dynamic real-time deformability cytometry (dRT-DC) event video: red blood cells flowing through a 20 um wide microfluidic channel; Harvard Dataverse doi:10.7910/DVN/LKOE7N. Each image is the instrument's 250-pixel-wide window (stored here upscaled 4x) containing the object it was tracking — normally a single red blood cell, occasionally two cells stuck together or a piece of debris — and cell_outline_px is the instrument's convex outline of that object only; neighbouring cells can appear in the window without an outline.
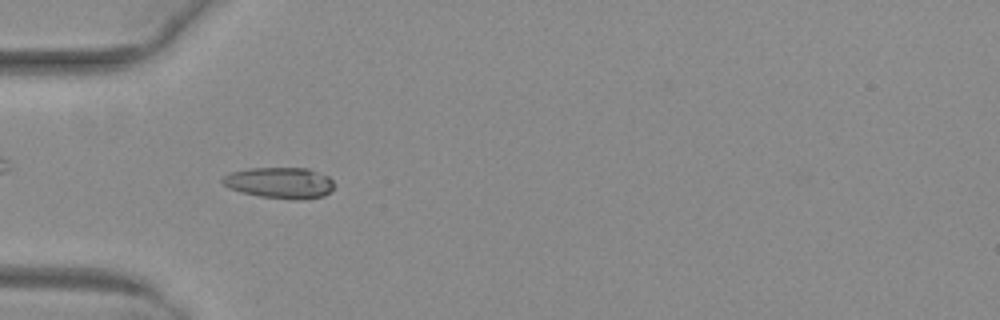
{"species": "common noctule bat (a hibernating species)", "species_latin": "Nyctalus noctula", "temperature_condition": "warm", "stored_images_in_passage": 51, "camera_frame_rate_fps": 3000, "um_per_image_px": 0.085, "animal": {"sex": "female", "body_mass_g": 29.2, "forearm_length_mm": 56.3}, "frame": {"image": 1, "passage_image": 17, "time_ms": 5.333, "image_size_px": [1000, 320], "cell_outline_px": [[332, 188], [324, 196], [300, 200], [292, 200], [260, 196], [240, 192], [228, 188], [220, 180], [224, 176], [232, 172], [248, 168], [308, 168], [328, 176], [332, 180]], "centroid_in_image_um": [23.76, 15.54], "position_along_channel_um": 61.2, "area_um2": 20.23}}
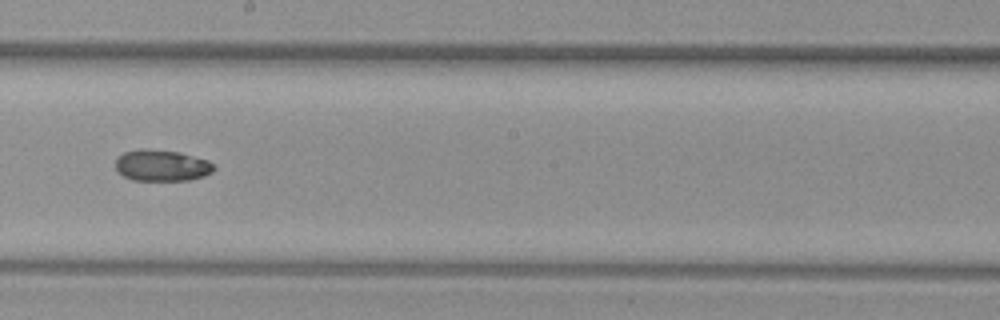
{"frame": {"image": 2, "passage_image": 30, "time_ms": 9.667, "image_size_px": [1000, 320], "cell_outline_px": [[216, 168], [212, 172], [204, 176], [188, 180], [132, 180], [124, 176], [116, 168], [116, 156], [124, 152], [140, 148], [148, 148], [180, 152], [208, 160], [216, 164]], "centroid_in_image_um": [13.77, 14.05], "position_along_channel_um": 234.4, "area_um2": 18.21}}
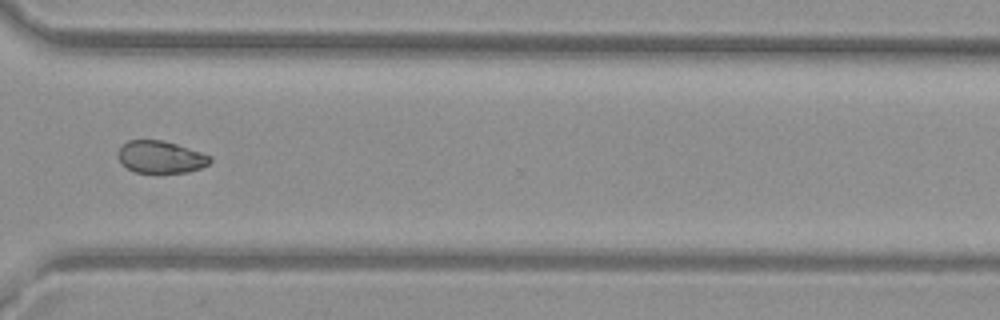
{"frame": {"image": 3, "passage_image": 39, "time_ms": 12.667, "image_size_px": [1000, 320], "cell_outline_px": [[212, 160], [208, 164], [200, 168], [188, 172], [160, 176], [156, 176], [136, 172], [120, 164], [116, 156], [116, 152], [128, 140], [160, 140], [176, 144], [212, 156]], "centroid_in_image_um": [13.62, 13.41], "position_along_channel_um": 357.0, "area_um2": 18.03}, "authors_computed_cell_mechanics": {"area_um2": 18.7272, "velocity_mm_per_s": 4.0801, "shape_relaxation_time_tau1_ms": null, "shape_relaxation_time_tau2_ms": 2.6853, "deformation_change_tau1": null, "deformation_change_tau2": 0.0514}}